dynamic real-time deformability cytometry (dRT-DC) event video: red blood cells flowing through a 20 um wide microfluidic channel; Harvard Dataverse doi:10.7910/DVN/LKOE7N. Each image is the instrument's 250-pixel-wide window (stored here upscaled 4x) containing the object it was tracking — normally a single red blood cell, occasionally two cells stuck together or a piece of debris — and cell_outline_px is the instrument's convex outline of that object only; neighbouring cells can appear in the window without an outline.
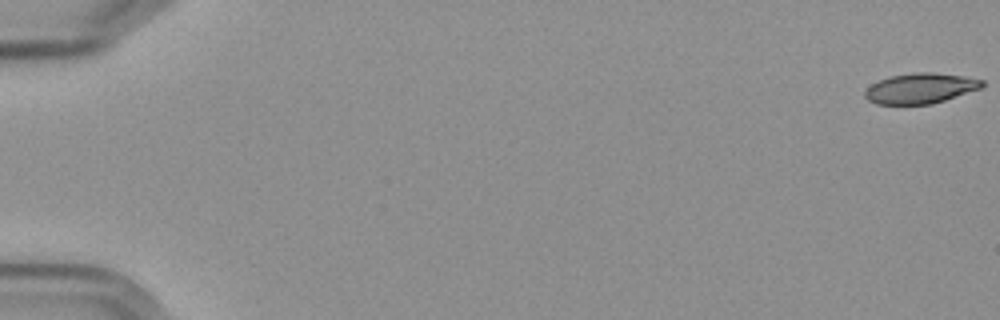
{"species": "Egyptian fruit bat (a non-hibernating species)", "species_latin": "Rousettus aegyptiacus", "temperature_condition": "cold", "stored_images_in_passage": 58, "camera_frame_rate_fps": 3000, "um_per_image_px": 0.085, "frame": {"image": 1, "passage_image": 1, "time_ms": 0.0, "image_size_px": [1000, 320], "cell_outline_px": [[984, 88], [932, 104], [876, 104], [868, 100], [864, 96], [864, 92], [872, 84], [880, 80], [892, 76], [916, 72], [932, 72], [964, 76], [984, 80]], "centroid_in_image_um": [78.29, 7.51], "position_along_channel_um": 6.7, "area_um2": 20.75}}
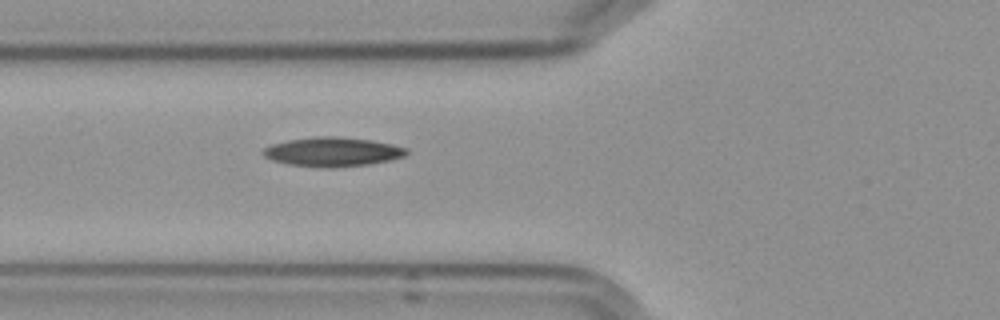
{"frame": {"image": 2, "passage_image": 23, "time_ms": 7.333, "image_size_px": [1000, 320], "cell_outline_px": [[408, 152], [404, 156], [388, 160], [368, 164], [332, 168], [328, 168], [288, 164], [272, 160], [264, 156], [260, 152], [264, 148], [272, 144], [288, 140], [316, 136], [336, 136], [372, 140], [392, 144], [408, 148]], "centroid_in_image_um": [28.25, 12.9], "position_along_channel_um": 97.6, "area_um2": 24.39}}
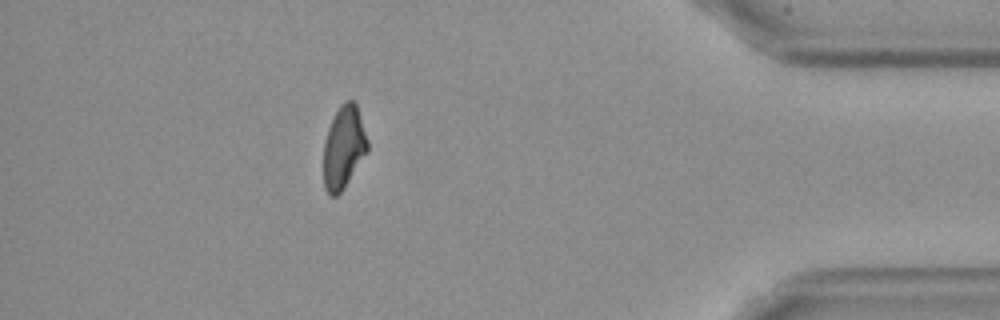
{"frame": {"image": 3, "passage_image": 52, "time_ms": 17.0, "image_size_px": [1000, 320], "cell_outline_px": [[368, 152], [344, 188], [336, 196], [332, 196], [324, 188], [324, 140], [328, 128], [340, 104], [344, 100], [352, 100], [356, 104], [368, 140]], "centroid_in_image_um": [29.22, 12.52], "position_along_channel_um": 406.0, "area_um2": 21.15}, "authors_computed_cell_mechanics": {"area_um2": 22.1952, "velocity_mm_per_s": 3.5977, "shape_relaxation_time_tau1_ms": null, "shape_relaxation_time_tau2_ms": 9.3095, "deformation_change_tau1": null, "deformation_change_tau2": 0.1691}}